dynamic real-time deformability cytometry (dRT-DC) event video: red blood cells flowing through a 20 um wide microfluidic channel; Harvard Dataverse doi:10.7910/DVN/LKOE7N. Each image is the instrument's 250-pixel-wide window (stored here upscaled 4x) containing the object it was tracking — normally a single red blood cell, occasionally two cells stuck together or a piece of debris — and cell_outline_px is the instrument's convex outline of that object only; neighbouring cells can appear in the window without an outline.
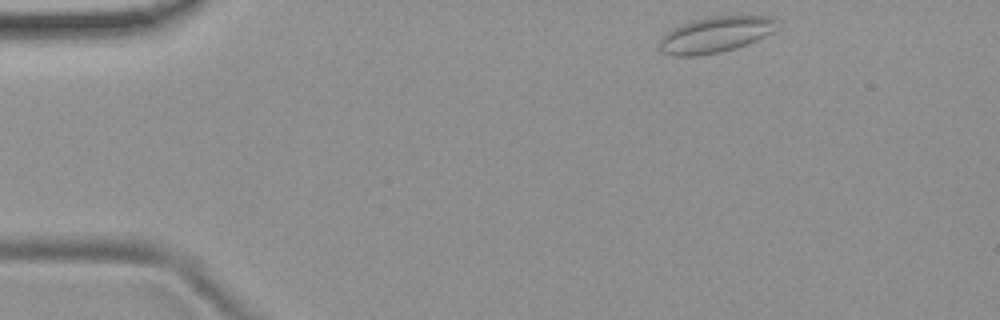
{"species": "common noctule bat (a hibernating species)", "species_latin": "Nyctalus noctula", "temperature_condition": "room temperature", "stored_images_in_passage": 4, "camera_frame_rate_fps": 3000, "um_per_image_px": 0.085, "animal": {"sex": "female", "body_mass_g": 19.9}, "frame": {"image": 1, "passage_image": 1, "time_ms": 0.0, "image_size_px": [1000, 320], "cell_outline_px": [[780, 20], [772, 32], [756, 40], [720, 52], [696, 56], [676, 56], [660, 52], [656, 48], [660, 40], [672, 28], [692, 20], [712, 16], [772, 16]], "centroid_in_image_um": [60.78, 2.94], "position_along_channel_um": 24.2, "area_um2": 24.51}}